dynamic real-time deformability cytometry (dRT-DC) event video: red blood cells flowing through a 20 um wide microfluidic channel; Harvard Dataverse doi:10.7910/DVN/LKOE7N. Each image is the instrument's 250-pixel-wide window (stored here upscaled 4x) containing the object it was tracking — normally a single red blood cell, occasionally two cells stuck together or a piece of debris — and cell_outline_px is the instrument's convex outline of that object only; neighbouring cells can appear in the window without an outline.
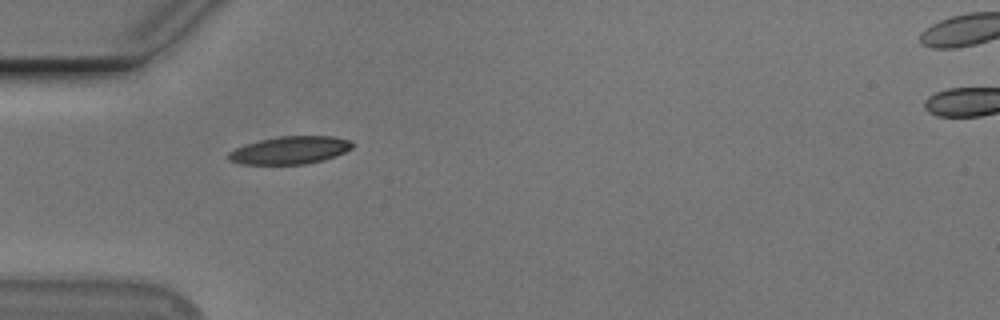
{"species": "Egyptian fruit bat (a non-hibernating species)", "species_latin": "Rousettus aegyptiacus", "temperature_condition": "cold", "stored_images_in_passage": 4, "camera_frame_rate_fps": 3000, "um_per_image_px": 0.085, "animal": {"sex": "male"}, "frame": {"image": 1, "passage_image": 1, "time_ms": 0.0, "image_size_px": [1000, 320], "cell_outline_px": [[352, 148], [344, 152], [324, 160], [304, 164], [244, 164], [228, 160], [228, 152], [236, 148], [260, 140], [280, 136], [332, 136], [352, 140]], "centroid_in_image_um": [24.67, 12.76], "position_along_channel_um": 60.3, "area_um2": 19.83}}
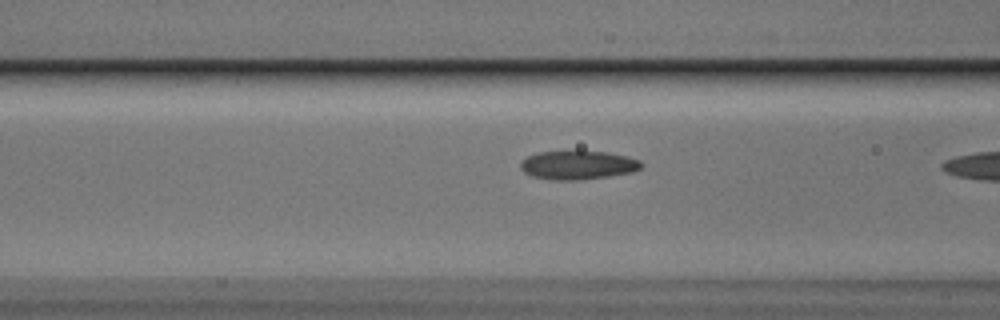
{"frame": {"image": 2, "passage_image": 3, "time_ms": 0.667, "image_size_px": [1000, 320], "cell_outline_px": [[644, 164], [640, 168], [632, 172], [608, 176], [576, 180], [552, 180], [532, 176], [524, 172], [520, 168], [520, 164], [528, 156], [536, 152], [576, 148], [608, 152], [628, 156], [640, 160]], "centroid_in_image_um": [49.12, 13.98], "position_along_channel_um": 117.5, "area_um2": 21.04}}